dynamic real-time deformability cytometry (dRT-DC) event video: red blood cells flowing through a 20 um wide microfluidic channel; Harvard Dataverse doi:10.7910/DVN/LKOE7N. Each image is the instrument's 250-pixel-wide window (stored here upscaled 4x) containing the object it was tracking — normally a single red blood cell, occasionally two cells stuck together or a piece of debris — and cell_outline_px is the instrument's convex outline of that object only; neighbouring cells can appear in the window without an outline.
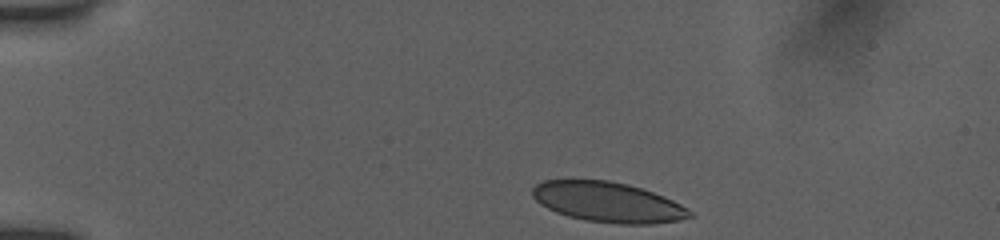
{"species": "human", "species_latin": "Homo sapiens", "temperature_condition": "room temperature", "stored_images_in_passage": 43, "camera_frame_rate_fps": 3000, "um_per_image_px": 0.085, "donor": {"sex": "female"}, "frame": {"image": 1, "passage_image": 1, "time_ms": 0.0, "image_size_px": [1000, 240], "cell_outline_px": [[696, 216], [680, 220], [652, 224], [620, 224], [584, 220], [568, 216], [556, 212], [540, 204], [532, 196], [532, 188], [536, 184], [544, 180], [608, 180], [628, 184], [664, 196], [688, 208]], "centroid_in_image_um": [51.69, 17.19], "position_along_channel_um": 33.3, "area_um2": 36.88}}
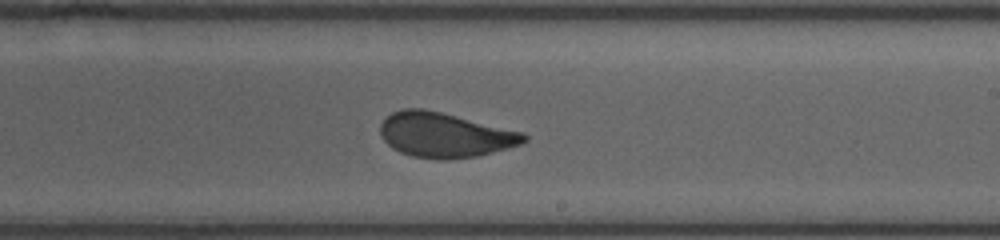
{"frame": {"image": 2, "passage_image": 23, "time_ms": 7.333, "image_size_px": [1000, 240], "cell_outline_px": [[528, 140], [520, 144], [508, 148], [476, 156], [448, 160], [436, 160], [412, 156], [400, 152], [392, 148], [380, 136], [380, 124], [392, 112], [404, 108], [424, 108], [524, 132], [528, 136]], "centroid_in_image_um": [37.8, 11.48], "position_along_channel_um": 251.2, "area_um2": 37.63}}
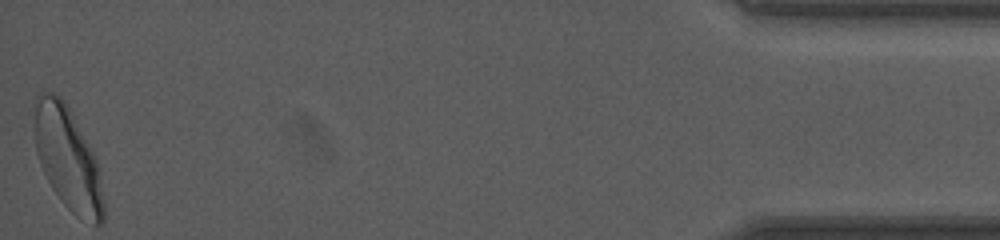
{"frame": {"image": 3, "passage_image": 43, "time_ms": 14.0, "image_size_px": [1000, 240], "cell_outline_px": [[104, 224], [92, 224], [76, 216], [64, 204], [52, 188], [40, 164], [36, 152], [36, 96], [40, 92], [52, 92], [60, 96], [64, 100], [88, 144], [100, 168], [104, 200]], "centroid_in_image_um": [5.8, 13.54], "position_along_channel_um": 429.4, "area_um2": 40.92}, "authors_computed_cell_mechanics": {"area_um2": 37.9746, "velocity_mm_per_s": 3.9211, "shape_relaxation_time_tau1_ms": 6.3002, "shape_relaxation_time_tau2_ms": null, "deformation_change_tau1": 0.1624, "deformation_change_tau2": null}}